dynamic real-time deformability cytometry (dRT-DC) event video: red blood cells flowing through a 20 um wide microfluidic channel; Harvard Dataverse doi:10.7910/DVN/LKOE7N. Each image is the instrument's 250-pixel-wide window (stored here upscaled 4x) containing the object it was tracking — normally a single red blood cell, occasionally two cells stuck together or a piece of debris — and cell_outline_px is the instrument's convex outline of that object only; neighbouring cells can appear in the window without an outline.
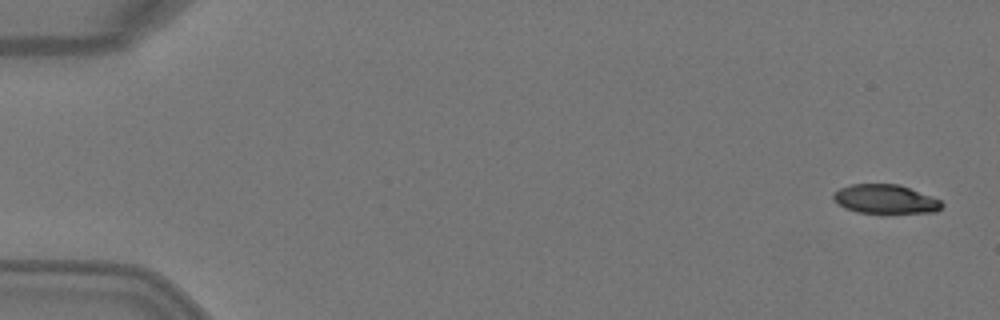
{"species": "Egyptian fruit bat (a non-hibernating species)", "species_latin": "Rousettus aegyptiacus", "temperature_condition": "warm", "stored_images_in_passage": 5, "camera_frame_rate_fps": 3000, "um_per_image_px": 0.085, "animal": {"sex": "female"}, "frame": {"image": 1, "passage_image": 1, "time_ms": 0.0, "image_size_px": [1000, 320], "cell_outline_px": [[944, 204], [936, 212], [856, 212], [844, 208], [832, 196], [832, 192], [840, 188], [852, 184], [900, 184], [940, 200]], "centroid_in_image_um": [75.23, 16.91], "position_along_channel_um": 9.8, "area_um2": 18.03}}